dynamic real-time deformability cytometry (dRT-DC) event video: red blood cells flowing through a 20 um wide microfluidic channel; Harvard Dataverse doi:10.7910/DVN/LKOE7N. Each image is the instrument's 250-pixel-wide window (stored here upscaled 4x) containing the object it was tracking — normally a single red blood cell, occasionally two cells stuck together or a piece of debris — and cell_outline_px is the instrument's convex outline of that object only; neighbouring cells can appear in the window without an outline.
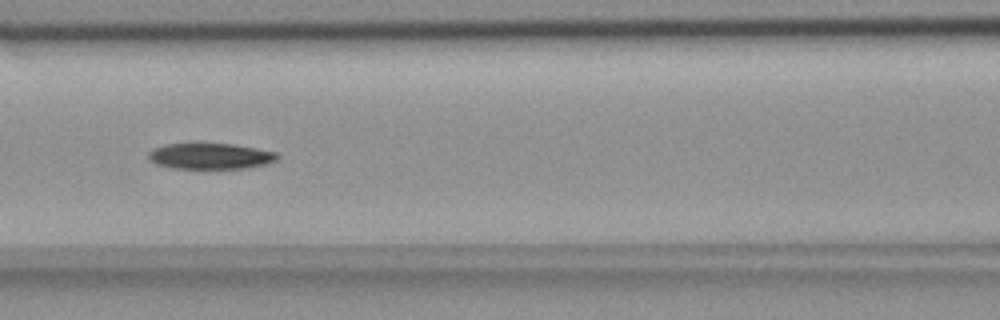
{"species": "common noctule bat (a hibernating species)", "species_latin": "Nyctalus noctula", "temperature_condition": "room temperature", "stored_images_in_passage": 29, "camera_frame_rate_fps": 3000, "um_per_image_px": 0.085, "animal": {"sex": "female", "body_mass_g": 18.4}, "frame": {"image": 1, "passage_image": 24, "time_ms": 7.667, "image_size_px": [1000, 320], "cell_outline_px": [[280, 156], [276, 160], [268, 164], [244, 168], [172, 168], [156, 164], [148, 160], [148, 152], [152, 148], [164, 144], [232, 144], [256, 148], [276, 152]], "centroid_in_image_um": [17.86, 13.27], "position_along_channel_um": 148.7, "area_um2": 19.48}}
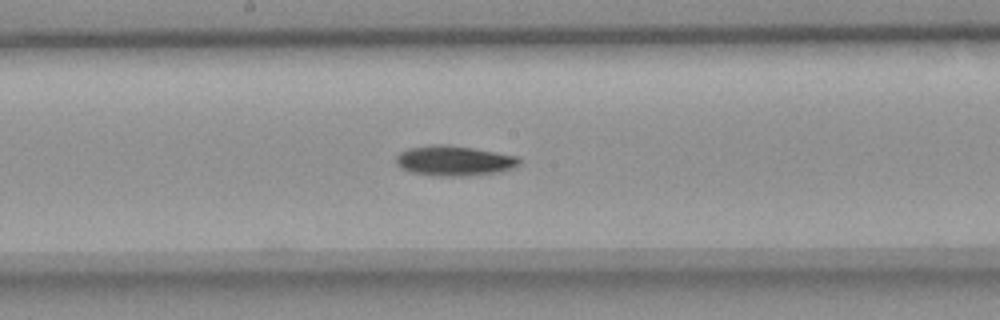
{"frame": {"image": 2, "passage_image": 29, "time_ms": 9.333, "image_size_px": [1000, 320], "cell_outline_px": [[520, 164], [516, 168], [500, 172], [468, 176], [436, 176], [412, 172], [400, 168], [396, 164], [396, 156], [400, 152], [408, 148], [432, 144], [440, 144], [472, 148], [496, 152], [516, 156], [520, 160]], "centroid_in_image_um": [38.61, 13.67], "position_along_channel_um": 209.6, "area_um2": 21.73}}